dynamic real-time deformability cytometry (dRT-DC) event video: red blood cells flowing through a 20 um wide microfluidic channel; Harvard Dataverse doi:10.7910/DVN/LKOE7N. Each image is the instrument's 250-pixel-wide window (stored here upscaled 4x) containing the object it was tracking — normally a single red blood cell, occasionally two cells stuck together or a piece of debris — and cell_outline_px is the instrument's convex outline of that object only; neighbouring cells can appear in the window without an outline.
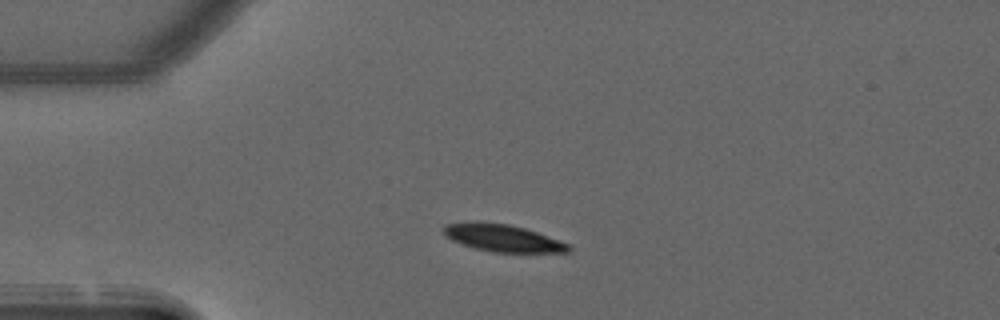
{"species": "common noctule bat (a hibernating species)", "species_latin": "Nyctalus noctula", "temperature_condition": "warm", "stored_images_in_passage": 40, "camera_frame_rate_fps": 3000, "um_per_image_px": 0.085, "animal": {"sex": "male", "forearm_length_mm": 52.5}, "frame": {"image": 1, "passage_image": 1, "time_ms": 0.0, "image_size_px": [1000, 320], "cell_outline_px": [[572, 248], [568, 252], [492, 252], [476, 248], [452, 240], [444, 236], [440, 228], [444, 224], [472, 220], [476, 220], [508, 224], [524, 228], [536, 232], [568, 244]], "centroid_in_image_um": [42.62, 20.2], "position_along_channel_um": 42.4, "area_um2": 19.94}}
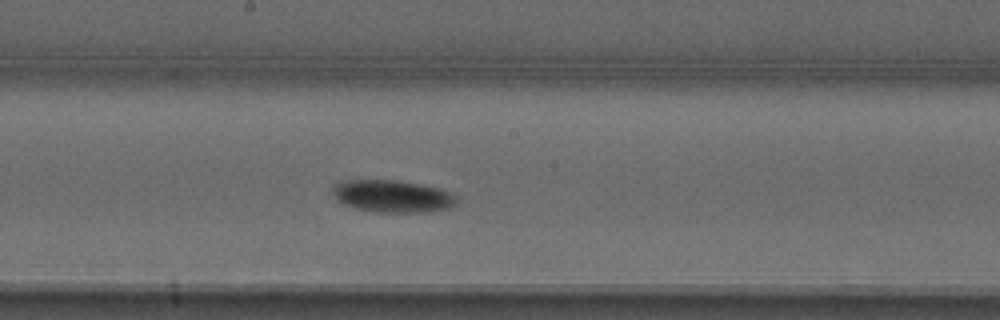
{"frame": {"image": 2, "passage_image": 16, "time_ms": 5.0, "image_size_px": [1000, 320], "cell_outline_px": [[456, 204], [448, 208], [428, 212], [372, 212], [352, 208], [336, 200], [332, 192], [332, 184], [340, 180], [400, 180], [440, 188], [452, 192], [456, 196]], "centroid_in_image_um": [33.31, 16.67], "position_along_channel_um": 214.9, "area_um2": 23.81}}
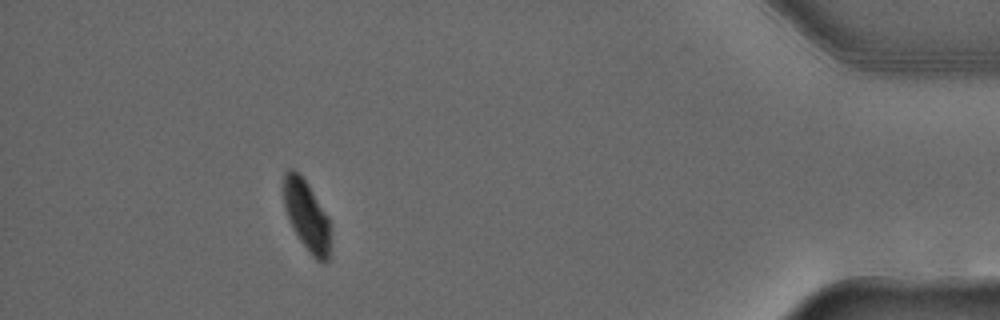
{"frame": {"image": 3, "passage_image": 35, "time_ms": 11.333, "image_size_px": [1000, 320], "cell_outline_px": [[328, 260], [316, 260], [312, 256], [300, 240], [284, 208], [284, 172], [288, 168], [292, 168], [304, 180], [328, 216]], "centroid_in_image_um": [26.03, 18.29], "position_along_channel_um": 409.2, "area_um2": 18.21}, "authors_computed_cell_mechanics": {"area_um2": 22.2819, "velocity_mm_per_s": 3.9655, "shape_relaxation_time_tau1_ms": 5.7551, "shape_relaxation_time_tau2_ms": null, "deformation_change_tau1": 0.1497, "deformation_change_tau2": null}}